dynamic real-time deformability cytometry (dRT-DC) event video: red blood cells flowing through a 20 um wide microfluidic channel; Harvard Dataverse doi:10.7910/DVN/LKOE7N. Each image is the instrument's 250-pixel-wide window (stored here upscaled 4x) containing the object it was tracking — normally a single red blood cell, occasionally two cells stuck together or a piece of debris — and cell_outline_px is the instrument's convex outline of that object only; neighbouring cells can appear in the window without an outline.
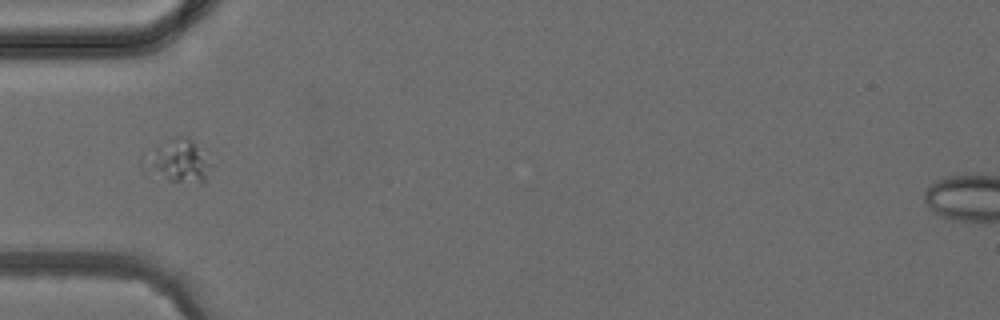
{"species": "common noctule bat (a hibernating species)", "species_latin": "Nyctalus noctula", "temperature_condition": "cold", "stored_images_in_passage": 1, "camera_frame_rate_fps": 3000, "um_per_image_px": 0.085, "animal": {"sex": "female", "body_mass_g": 24.6, "forearm_length_mm": 56.2}, "frame": {"image": 1, "passage_image": 1, "time_ms": 0.0, "image_size_px": [1000, 320], "cell_outline_px": [[212, 168], [204, 184], [200, 184], [168, 180], [140, 172], [140, 156], [160, 144], [176, 136], [188, 136], [192, 140], [212, 164]], "centroid_in_image_um": [15.04, 13.73], "position_along_channel_um": 70.0, "area_um2": 17.57}}